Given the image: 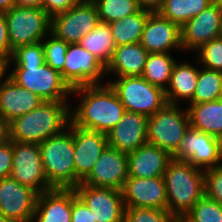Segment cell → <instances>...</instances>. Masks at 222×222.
Instances as JSON below:
<instances>
[{"label": "cell", "instance_id": "obj_1", "mask_svg": "<svg viewBox=\"0 0 222 222\" xmlns=\"http://www.w3.org/2000/svg\"><path fill=\"white\" fill-rule=\"evenodd\" d=\"M72 94L81 95L79 105L76 108L70 107L71 122L79 128L107 134L121 121L126 112L118 95L108 82L103 85L75 87L71 91Z\"/></svg>", "mask_w": 222, "mask_h": 222}, {"label": "cell", "instance_id": "obj_2", "mask_svg": "<svg viewBox=\"0 0 222 222\" xmlns=\"http://www.w3.org/2000/svg\"><path fill=\"white\" fill-rule=\"evenodd\" d=\"M68 101H43L10 123V140L40 144L61 133L71 121Z\"/></svg>", "mask_w": 222, "mask_h": 222}, {"label": "cell", "instance_id": "obj_3", "mask_svg": "<svg viewBox=\"0 0 222 222\" xmlns=\"http://www.w3.org/2000/svg\"><path fill=\"white\" fill-rule=\"evenodd\" d=\"M168 211L179 221L205 195L204 170L172 158L164 173Z\"/></svg>", "mask_w": 222, "mask_h": 222}, {"label": "cell", "instance_id": "obj_4", "mask_svg": "<svg viewBox=\"0 0 222 222\" xmlns=\"http://www.w3.org/2000/svg\"><path fill=\"white\" fill-rule=\"evenodd\" d=\"M42 165L52 188L75 189L81 181L75 176L73 123L61 133L39 144Z\"/></svg>", "mask_w": 222, "mask_h": 222}, {"label": "cell", "instance_id": "obj_5", "mask_svg": "<svg viewBox=\"0 0 222 222\" xmlns=\"http://www.w3.org/2000/svg\"><path fill=\"white\" fill-rule=\"evenodd\" d=\"M189 127L188 109L182 111L179 105L167 103L148 117L147 143L158 146L173 156L179 150Z\"/></svg>", "mask_w": 222, "mask_h": 222}, {"label": "cell", "instance_id": "obj_6", "mask_svg": "<svg viewBox=\"0 0 222 222\" xmlns=\"http://www.w3.org/2000/svg\"><path fill=\"white\" fill-rule=\"evenodd\" d=\"M116 78L108 83L118 95L126 111L149 117L167 104L165 91L152 85L142 76Z\"/></svg>", "mask_w": 222, "mask_h": 222}, {"label": "cell", "instance_id": "obj_7", "mask_svg": "<svg viewBox=\"0 0 222 222\" xmlns=\"http://www.w3.org/2000/svg\"><path fill=\"white\" fill-rule=\"evenodd\" d=\"M20 87L32 91L44 101H68L72 89L55 69L43 65H14L8 75Z\"/></svg>", "mask_w": 222, "mask_h": 222}, {"label": "cell", "instance_id": "obj_8", "mask_svg": "<svg viewBox=\"0 0 222 222\" xmlns=\"http://www.w3.org/2000/svg\"><path fill=\"white\" fill-rule=\"evenodd\" d=\"M10 47L41 42L51 32V17L40 7L14 6L5 12Z\"/></svg>", "mask_w": 222, "mask_h": 222}, {"label": "cell", "instance_id": "obj_9", "mask_svg": "<svg viewBox=\"0 0 222 222\" xmlns=\"http://www.w3.org/2000/svg\"><path fill=\"white\" fill-rule=\"evenodd\" d=\"M100 22L92 0H81L76 6L51 18V33L68 44L79 43Z\"/></svg>", "mask_w": 222, "mask_h": 222}, {"label": "cell", "instance_id": "obj_10", "mask_svg": "<svg viewBox=\"0 0 222 222\" xmlns=\"http://www.w3.org/2000/svg\"><path fill=\"white\" fill-rule=\"evenodd\" d=\"M10 177L38 194L53 189L47 181L39 144L13 140V166Z\"/></svg>", "mask_w": 222, "mask_h": 222}, {"label": "cell", "instance_id": "obj_11", "mask_svg": "<svg viewBox=\"0 0 222 222\" xmlns=\"http://www.w3.org/2000/svg\"><path fill=\"white\" fill-rule=\"evenodd\" d=\"M106 66L79 43L69 44L63 67V80L71 89L79 86L102 84ZM101 81V82H100Z\"/></svg>", "mask_w": 222, "mask_h": 222}, {"label": "cell", "instance_id": "obj_12", "mask_svg": "<svg viewBox=\"0 0 222 222\" xmlns=\"http://www.w3.org/2000/svg\"><path fill=\"white\" fill-rule=\"evenodd\" d=\"M75 191L86 203L96 222H125L121 190L80 183Z\"/></svg>", "mask_w": 222, "mask_h": 222}, {"label": "cell", "instance_id": "obj_13", "mask_svg": "<svg viewBox=\"0 0 222 222\" xmlns=\"http://www.w3.org/2000/svg\"><path fill=\"white\" fill-rule=\"evenodd\" d=\"M38 193L12 177L0 179V214L14 222H32Z\"/></svg>", "mask_w": 222, "mask_h": 222}, {"label": "cell", "instance_id": "obj_14", "mask_svg": "<svg viewBox=\"0 0 222 222\" xmlns=\"http://www.w3.org/2000/svg\"><path fill=\"white\" fill-rule=\"evenodd\" d=\"M121 193L125 208L168 209L164 177H128Z\"/></svg>", "mask_w": 222, "mask_h": 222}, {"label": "cell", "instance_id": "obj_15", "mask_svg": "<svg viewBox=\"0 0 222 222\" xmlns=\"http://www.w3.org/2000/svg\"><path fill=\"white\" fill-rule=\"evenodd\" d=\"M128 178L127 153L110 147L105 148L90 173L81 183L104 188L121 190Z\"/></svg>", "mask_w": 222, "mask_h": 222}, {"label": "cell", "instance_id": "obj_16", "mask_svg": "<svg viewBox=\"0 0 222 222\" xmlns=\"http://www.w3.org/2000/svg\"><path fill=\"white\" fill-rule=\"evenodd\" d=\"M222 11L214 3L190 19L181 28L183 50L196 52L201 46L219 37Z\"/></svg>", "mask_w": 222, "mask_h": 222}, {"label": "cell", "instance_id": "obj_17", "mask_svg": "<svg viewBox=\"0 0 222 222\" xmlns=\"http://www.w3.org/2000/svg\"><path fill=\"white\" fill-rule=\"evenodd\" d=\"M172 158L188 161L194 167L207 170L218 167L217 142L214 136L196 130H187L179 150Z\"/></svg>", "mask_w": 222, "mask_h": 222}, {"label": "cell", "instance_id": "obj_18", "mask_svg": "<svg viewBox=\"0 0 222 222\" xmlns=\"http://www.w3.org/2000/svg\"><path fill=\"white\" fill-rule=\"evenodd\" d=\"M140 44L149 53H170L171 49H180V27L161 16L157 11L151 12L145 22Z\"/></svg>", "mask_w": 222, "mask_h": 222}, {"label": "cell", "instance_id": "obj_19", "mask_svg": "<svg viewBox=\"0 0 222 222\" xmlns=\"http://www.w3.org/2000/svg\"><path fill=\"white\" fill-rule=\"evenodd\" d=\"M73 143L75 176L82 181L108 146L107 134L73 124Z\"/></svg>", "mask_w": 222, "mask_h": 222}, {"label": "cell", "instance_id": "obj_20", "mask_svg": "<svg viewBox=\"0 0 222 222\" xmlns=\"http://www.w3.org/2000/svg\"><path fill=\"white\" fill-rule=\"evenodd\" d=\"M148 116L126 111L119 123L108 133V145L120 152L130 153L147 143Z\"/></svg>", "mask_w": 222, "mask_h": 222}, {"label": "cell", "instance_id": "obj_21", "mask_svg": "<svg viewBox=\"0 0 222 222\" xmlns=\"http://www.w3.org/2000/svg\"><path fill=\"white\" fill-rule=\"evenodd\" d=\"M5 75V71L0 74V114L11 123L36 109L44 100L32 91L20 87Z\"/></svg>", "mask_w": 222, "mask_h": 222}, {"label": "cell", "instance_id": "obj_22", "mask_svg": "<svg viewBox=\"0 0 222 222\" xmlns=\"http://www.w3.org/2000/svg\"><path fill=\"white\" fill-rule=\"evenodd\" d=\"M128 177H163L172 156L158 146L144 144L135 151L127 153Z\"/></svg>", "mask_w": 222, "mask_h": 222}, {"label": "cell", "instance_id": "obj_23", "mask_svg": "<svg viewBox=\"0 0 222 222\" xmlns=\"http://www.w3.org/2000/svg\"><path fill=\"white\" fill-rule=\"evenodd\" d=\"M73 189L53 188L38 194L32 222H71Z\"/></svg>", "mask_w": 222, "mask_h": 222}, {"label": "cell", "instance_id": "obj_24", "mask_svg": "<svg viewBox=\"0 0 222 222\" xmlns=\"http://www.w3.org/2000/svg\"><path fill=\"white\" fill-rule=\"evenodd\" d=\"M149 52L140 44L133 43L117 46L110 62L106 66V76H141Z\"/></svg>", "mask_w": 222, "mask_h": 222}, {"label": "cell", "instance_id": "obj_25", "mask_svg": "<svg viewBox=\"0 0 222 222\" xmlns=\"http://www.w3.org/2000/svg\"><path fill=\"white\" fill-rule=\"evenodd\" d=\"M176 61L168 88L165 91V97L168 104L179 105L178 102L192 100L196 90V84L199 77V68L184 61Z\"/></svg>", "mask_w": 222, "mask_h": 222}, {"label": "cell", "instance_id": "obj_26", "mask_svg": "<svg viewBox=\"0 0 222 222\" xmlns=\"http://www.w3.org/2000/svg\"><path fill=\"white\" fill-rule=\"evenodd\" d=\"M190 126L214 137L222 135V99L189 104Z\"/></svg>", "mask_w": 222, "mask_h": 222}, {"label": "cell", "instance_id": "obj_27", "mask_svg": "<svg viewBox=\"0 0 222 222\" xmlns=\"http://www.w3.org/2000/svg\"><path fill=\"white\" fill-rule=\"evenodd\" d=\"M151 12L141 9L137 13L108 23L116 47L140 43L145 22Z\"/></svg>", "mask_w": 222, "mask_h": 222}, {"label": "cell", "instance_id": "obj_28", "mask_svg": "<svg viewBox=\"0 0 222 222\" xmlns=\"http://www.w3.org/2000/svg\"><path fill=\"white\" fill-rule=\"evenodd\" d=\"M79 44L98 57L105 66L110 62L116 48L108 23L101 21L91 32L82 37Z\"/></svg>", "mask_w": 222, "mask_h": 222}, {"label": "cell", "instance_id": "obj_29", "mask_svg": "<svg viewBox=\"0 0 222 222\" xmlns=\"http://www.w3.org/2000/svg\"><path fill=\"white\" fill-rule=\"evenodd\" d=\"M212 3L213 0H164L157 12L181 28Z\"/></svg>", "mask_w": 222, "mask_h": 222}, {"label": "cell", "instance_id": "obj_30", "mask_svg": "<svg viewBox=\"0 0 222 222\" xmlns=\"http://www.w3.org/2000/svg\"><path fill=\"white\" fill-rule=\"evenodd\" d=\"M176 61L170 53H149L141 76L166 91Z\"/></svg>", "mask_w": 222, "mask_h": 222}, {"label": "cell", "instance_id": "obj_31", "mask_svg": "<svg viewBox=\"0 0 222 222\" xmlns=\"http://www.w3.org/2000/svg\"><path fill=\"white\" fill-rule=\"evenodd\" d=\"M222 72L201 67L196 90L189 104H199L221 99Z\"/></svg>", "mask_w": 222, "mask_h": 222}, {"label": "cell", "instance_id": "obj_32", "mask_svg": "<svg viewBox=\"0 0 222 222\" xmlns=\"http://www.w3.org/2000/svg\"><path fill=\"white\" fill-rule=\"evenodd\" d=\"M101 22L110 23L139 12L142 8L137 0H92Z\"/></svg>", "mask_w": 222, "mask_h": 222}, {"label": "cell", "instance_id": "obj_33", "mask_svg": "<svg viewBox=\"0 0 222 222\" xmlns=\"http://www.w3.org/2000/svg\"><path fill=\"white\" fill-rule=\"evenodd\" d=\"M181 222H222V205L204 195Z\"/></svg>", "mask_w": 222, "mask_h": 222}, {"label": "cell", "instance_id": "obj_34", "mask_svg": "<svg viewBox=\"0 0 222 222\" xmlns=\"http://www.w3.org/2000/svg\"><path fill=\"white\" fill-rule=\"evenodd\" d=\"M45 38L41 41L44 48L45 63L58 71L63 79L65 55L69 44L57 38L51 32Z\"/></svg>", "mask_w": 222, "mask_h": 222}, {"label": "cell", "instance_id": "obj_35", "mask_svg": "<svg viewBox=\"0 0 222 222\" xmlns=\"http://www.w3.org/2000/svg\"><path fill=\"white\" fill-rule=\"evenodd\" d=\"M12 62L14 65H43L45 63V57L42 42L31 45H22L15 48L10 60L4 67L6 73H8V67Z\"/></svg>", "mask_w": 222, "mask_h": 222}, {"label": "cell", "instance_id": "obj_36", "mask_svg": "<svg viewBox=\"0 0 222 222\" xmlns=\"http://www.w3.org/2000/svg\"><path fill=\"white\" fill-rule=\"evenodd\" d=\"M197 52V53H196ZM195 52L198 63L211 70L222 72V40L217 38L207 42Z\"/></svg>", "mask_w": 222, "mask_h": 222}, {"label": "cell", "instance_id": "obj_37", "mask_svg": "<svg viewBox=\"0 0 222 222\" xmlns=\"http://www.w3.org/2000/svg\"><path fill=\"white\" fill-rule=\"evenodd\" d=\"M125 222H179L168 210L125 208Z\"/></svg>", "mask_w": 222, "mask_h": 222}, {"label": "cell", "instance_id": "obj_38", "mask_svg": "<svg viewBox=\"0 0 222 222\" xmlns=\"http://www.w3.org/2000/svg\"><path fill=\"white\" fill-rule=\"evenodd\" d=\"M205 195L222 205V168L212 167L204 171Z\"/></svg>", "mask_w": 222, "mask_h": 222}, {"label": "cell", "instance_id": "obj_39", "mask_svg": "<svg viewBox=\"0 0 222 222\" xmlns=\"http://www.w3.org/2000/svg\"><path fill=\"white\" fill-rule=\"evenodd\" d=\"M13 50L10 47L5 13L0 12V65L5 67L11 58Z\"/></svg>", "mask_w": 222, "mask_h": 222}, {"label": "cell", "instance_id": "obj_40", "mask_svg": "<svg viewBox=\"0 0 222 222\" xmlns=\"http://www.w3.org/2000/svg\"><path fill=\"white\" fill-rule=\"evenodd\" d=\"M71 222H96L86 203L73 189L72 219Z\"/></svg>", "mask_w": 222, "mask_h": 222}, {"label": "cell", "instance_id": "obj_41", "mask_svg": "<svg viewBox=\"0 0 222 222\" xmlns=\"http://www.w3.org/2000/svg\"><path fill=\"white\" fill-rule=\"evenodd\" d=\"M13 166V140L0 145V179L10 177Z\"/></svg>", "mask_w": 222, "mask_h": 222}, {"label": "cell", "instance_id": "obj_42", "mask_svg": "<svg viewBox=\"0 0 222 222\" xmlns=\"http://www.w3.org/2000/svg\"><path fill=\"white\" fill-rule=\"evenodd\" d=\"M81 0H43V10L52 18L76 6Z\"/></svg>", "mask_w": 222, "mask_h": 222}, {"label": "cell", "instance_id": "obj_43", "mask_svg": "<svg viewBox=\"0 0 222 222\" xmlns=\"http://www.w3.org/2000/svg\"><path fill=\"white\" fill-rule=\"evenodd\" d=\"M10 140V123L0 114V145Z\"/></svg>", "mask_w": 222, "mask_h": 222}, {"label": "cell", "instance_id": "obj_44", "mask_svg": "<svg viewBox=\"0 0 222 222\" xmlns=\"http://www.w3.org/2000/svg\"><path fill=\"white\" fill-rule=\"evenodd\" d=\"M137 2L142 9L155 12L162 6L164 0H137Z\"/></svg>", "mask_w": 222, "mask_h": 222}, {"label": "cell", "instance_id": "obj_45", "mask_svg": "<svg viewBox=\"0 0 222 222\" xmlns=\"http://www.w3.org/2000/svg\"><path fill=\"white\" fill-rule=\"evenodd\" d=\"M43 0H16V6L19 7H40L42 8Z\"/></svg>", "mask_w": 222, "mask_h": 222}, {"label": "cell", "instance_id": "obj_46", "mask_svg": "<svg viewBox=\"0 0 222 222\" xmlns=\"http://www.w3.org/2000/svg\"><path fill=\"white\" fill-rule=\"evenodd\" d=\"M16 5V0H0V12L5 13Z\"/></svg>", "mask_w": 222, "mask_h": 222}, {"label": "cell", "instance_id": "obj_47", "mask_svg": "<svg viewBox=\"0 0 222 222\" xmlns=\"http://www.w3.org/2000/svg\"><path fill=\"white\" fill-rule=\"evenodd\" d=\"M215 139L217 142L218 167L222 168V135L215 137Z\"/></svg>", "mask_w": 222, "mask_h": 222}, {"label": "cell", "instance_id": "obj_48", "mask_svg": "<svg viewBox=\"0 0 222 222\" xmlns=\"http://www.w3.org/2000/svg\"><path fill=\"white\" fill-rule=\"evenodd\" d=\"M213 3L222 11V0H213Z\"/></svg>", "mask_w": 222, "mask_h": 222}, {"label": "cell", "instance_id": "obj_49", "mask_svg": "<svg viewBox=\"0 0 222 222\" xmlns=\"http://www.w3.org/2000/svg\"><path fill=\"white\" fill-rule=\"evenodd\" d=\"M0 222H14V221L7 219L0 214Z\"/></svg>", "mask_w": 222, "mask_h": 222}, {"label": "cell", "instance_id": "obj_50", "mask_svg": "<svg viewBox=\"0 0 222 222\" xmlns=\"http://www.w3.org/2000/svg\"><path fill=\"white\" fill-rule=\"evenodd\" d=\"M218 38L222 40V21H221L220 32H219Z\"/></svg>", "mask_w": 222, "mask_h": 222}, {"label": "cell", "instance_id": "obj_51", "mask_svg": "<svg viewBox=\"0 0 222 222\" xmlns=\"http://www.w3.org/2000/svg\"><path fill=\"white\" fill-rule=\"evenodd\" d=\"M4 71V67L0 65V74Z\"/></svg>", "mask_w": 222, "mask_h": 222}]
</instances>
